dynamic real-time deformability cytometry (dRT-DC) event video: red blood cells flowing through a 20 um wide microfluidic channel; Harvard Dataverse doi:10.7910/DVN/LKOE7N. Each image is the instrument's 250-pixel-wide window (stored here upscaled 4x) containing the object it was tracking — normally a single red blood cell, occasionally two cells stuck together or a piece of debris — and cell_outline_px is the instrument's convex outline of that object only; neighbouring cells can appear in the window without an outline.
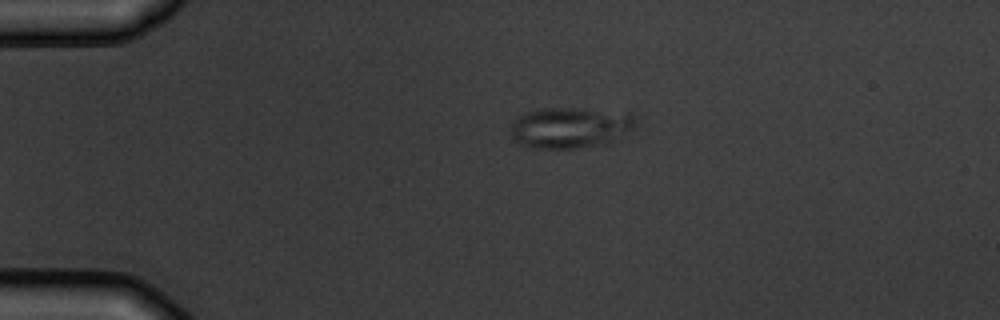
{"species": "common noctule bat (a hibernating species)", "species_latin": "Nyctalus noctula", "temperature_condition": "warm", "stored_images_in_passage": 5, "camera_frame_rate_fps": 3000, "um_per_image_px": 0.085, "animal": {"sex": "male", "body_mass_g": 19.5, "forearm_length_mm": 54.6}, "frame": {"image": 1, "passage_image": 5, "time_ms": 5.667, "image_size_px": [1000, 320], "cell_outline_px": [[636, 124], [612, 140], [600, 144], [576, 148], [528, 148], [512, 140], [508, 132], [508, 124], [512, 120], [528, 112], [540, 108], [564, 108], [628, 112], [636, 116]], "centroid_in_image_um": [48.34, 10.84], "position_along_channel_um": 36.7, "area_um2": 29.77}}